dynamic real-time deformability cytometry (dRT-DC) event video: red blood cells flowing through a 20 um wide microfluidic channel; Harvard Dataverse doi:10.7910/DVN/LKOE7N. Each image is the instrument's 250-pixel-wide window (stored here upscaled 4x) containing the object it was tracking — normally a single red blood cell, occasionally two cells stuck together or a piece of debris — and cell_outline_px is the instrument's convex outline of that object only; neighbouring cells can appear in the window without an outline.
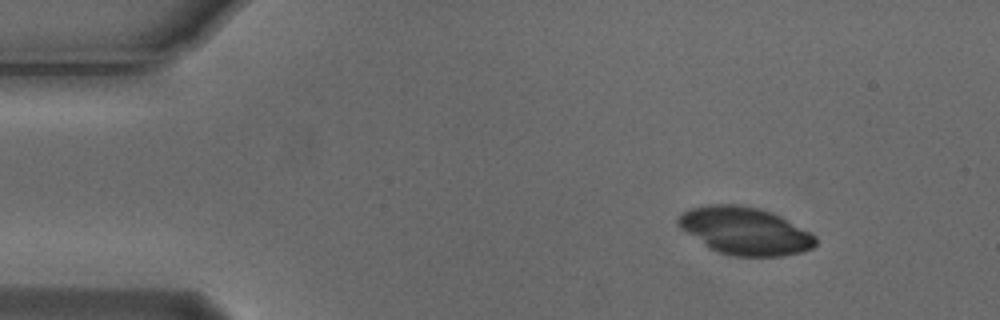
{"species": "Egyptian fruit bat (a non-hibernating species)", "species_latin": "Rousettus aegyptiacus", "temperature_condition": "cold", "stored_images_in_passage": 48, "camera_frame_rate_fps": 3000, "um_per_image_px": 0.085, "animal": {"sex": "male"}, "frame": {"image": 1, "passage_image": 1, "time_ms": 0.0, "image_size_px": [1000, 320], "cell_outline_px": [[816, 244], [812, 248], [804, 252], [784, 256], [736, 256], [720, 252], [708, 248], [680, 228], [676, 224], [676, 220], [684, 212], [692, 208], [708, 204], [740, 204], [756, 208], [780, 216], [816, 236]], "centroid_in_image_um": [63.31, 19.64], "position_along_channel_um": 21.7, "area_um2": 37.8}}